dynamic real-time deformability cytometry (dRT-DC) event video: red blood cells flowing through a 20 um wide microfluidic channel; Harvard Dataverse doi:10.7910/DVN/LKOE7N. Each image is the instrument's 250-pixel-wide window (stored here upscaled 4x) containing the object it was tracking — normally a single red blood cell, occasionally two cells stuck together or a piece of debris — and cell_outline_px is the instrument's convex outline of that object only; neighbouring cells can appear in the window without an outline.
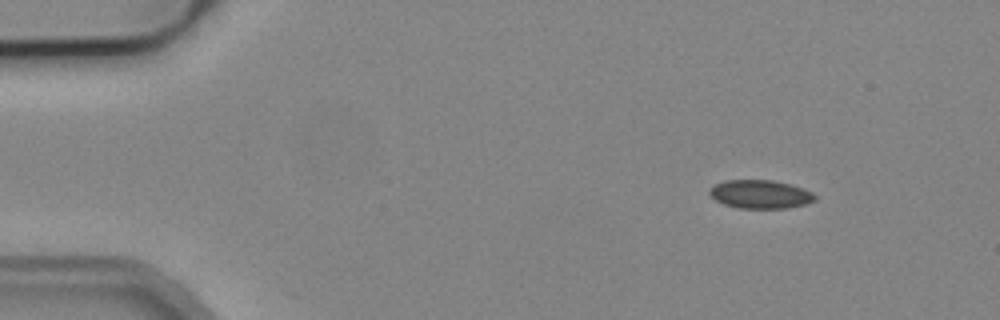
{"species": "common noctule bat (a hibernating species)", "species_latin": "Nyctalus noctula", "temperature_condition": "cold", "stored_images_in_passage": 5, "camera_frame_rate_fps": 3000, "um_per_image_px": 0.085, "animal": {"sex": "male", "body_mass_g": 19.2, "forearm_length_mm": 51.8}, "frame": {"image": 1, "passage_image": 1, "time_ms": 0.0, "image_size_px": [1000, 320], "cell_outline_px": [[816, 200], [804, 204], [788, 208], [740, 208], [724, 204], [716, 200], [708, 192], [716, 184], [724, 180], [772, 180], [792, 184], [804, 188], [812, 192], [816, 196]], "centroid_in_image_um": [64.66, 16.5], "position_along_channel_um": 20.3, "area_um2": 17.46}}
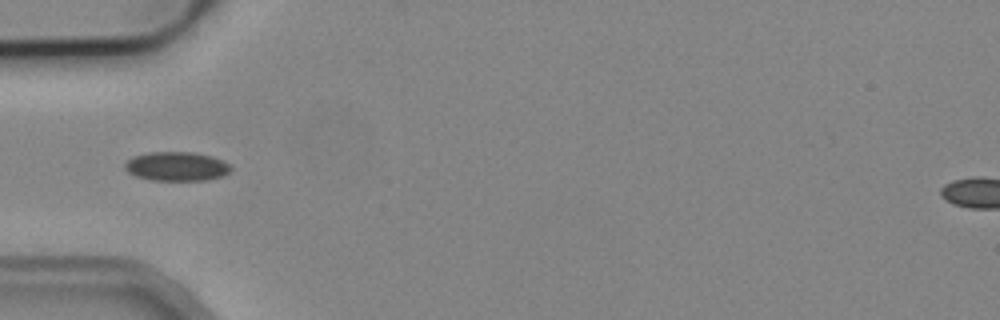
{"frame": {"image": 2, "passage_image": 4, "time_ms": 3.667, "image_size_px": [1000, 320], "cell_outline_px": [[232, 168], [224, 176], [204, 180], [152, 180], [136, 176], [128, 172], [124, 168], [124, 164], [132, 156], [148, 152], [196, 152], [212, 156], [224, 160]], "centroid_in_image_um": [15.01, 14.13], "position_along_channel_um": 70.0, "area_um2": 18.09}}